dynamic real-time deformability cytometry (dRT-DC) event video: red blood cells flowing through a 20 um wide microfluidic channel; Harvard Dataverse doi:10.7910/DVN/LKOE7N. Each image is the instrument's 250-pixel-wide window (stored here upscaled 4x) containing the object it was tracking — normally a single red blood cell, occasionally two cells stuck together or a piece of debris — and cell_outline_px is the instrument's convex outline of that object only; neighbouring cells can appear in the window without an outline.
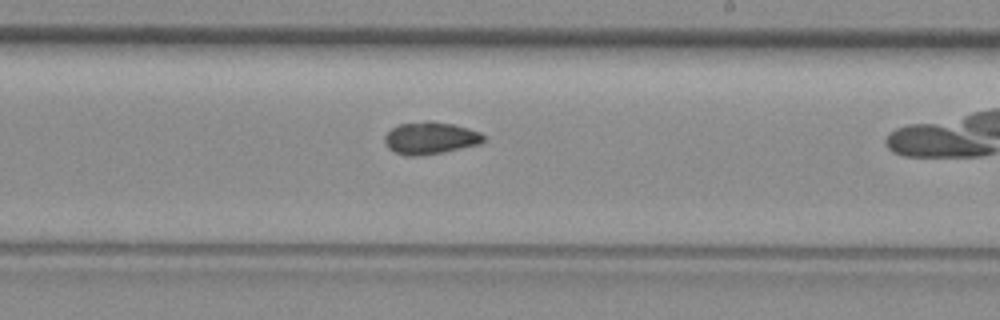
{"species": "common noctule bat (a hibernating species)", "species_latin": "Nyctalus noctula", "temperature_condition": "room temperature", "stored_images_in_passage": 23, "camera_frame_rate_fps": 3000, "um_per_image_px": 0.085, "animal": {"sex": "female", "body_mass_g": 29.2, "forearm_length_mm": 56.3}, "frame": {"image": 1, "passage_image": 14, "time_ms": 4.333, "image_size_px": [1000, 320], "cell_outline_px": [[484, 140], [480, 144], [444, 152], [420, 156], [408, 156], [396, 152], [388, 148], [384, 140], [384, 136], [392, 128], [400, 124], [428, 120], [452, 124], [468, 128], [480, 132], [484, 136]], "centroid_in_image_um": [36.58, 11.73], "position_along_channel_um": 252.4, "area_um2": 18.55}}